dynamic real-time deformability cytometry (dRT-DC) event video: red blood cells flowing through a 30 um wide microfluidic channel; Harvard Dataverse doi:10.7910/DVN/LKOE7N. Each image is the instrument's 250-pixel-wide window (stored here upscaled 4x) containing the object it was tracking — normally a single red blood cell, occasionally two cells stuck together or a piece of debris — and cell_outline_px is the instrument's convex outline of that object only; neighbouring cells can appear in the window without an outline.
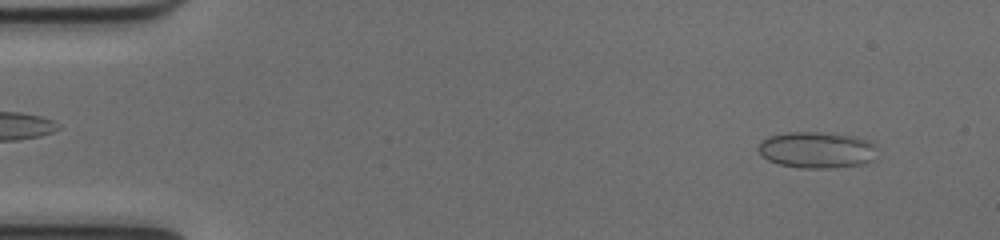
{"species": "common noctule bat (a hibernating species)", "species_latin": "Nyctalus noctula", "temperature_condition": "cold", "stored_images_in_passage": 11, "camera_frame_rate_fps": 3000, "um_per_image_px": 0.085, "animal": {"sex": "female", "body_mass_g": 17.0, "forearm_length_mm": 48.0}, "frame": {"image": 1, "passage_image": 4, "time_ms": 1.0, "image_size_px": [1000, 240], "cell_outline_px": [[868, 160], [856, 164], [828, 168], [804, 168], [780, 164], [768, 160], [760, 152], [760, 144], [764, 140], [772, 136], [792, 132], [808, 132], [840, 136], [860, 140], [868, 144]], "centroid_in_image_um": [69.19, 12.77], "position_along_channel_um": 15.8, "area_um2": 22.77}}